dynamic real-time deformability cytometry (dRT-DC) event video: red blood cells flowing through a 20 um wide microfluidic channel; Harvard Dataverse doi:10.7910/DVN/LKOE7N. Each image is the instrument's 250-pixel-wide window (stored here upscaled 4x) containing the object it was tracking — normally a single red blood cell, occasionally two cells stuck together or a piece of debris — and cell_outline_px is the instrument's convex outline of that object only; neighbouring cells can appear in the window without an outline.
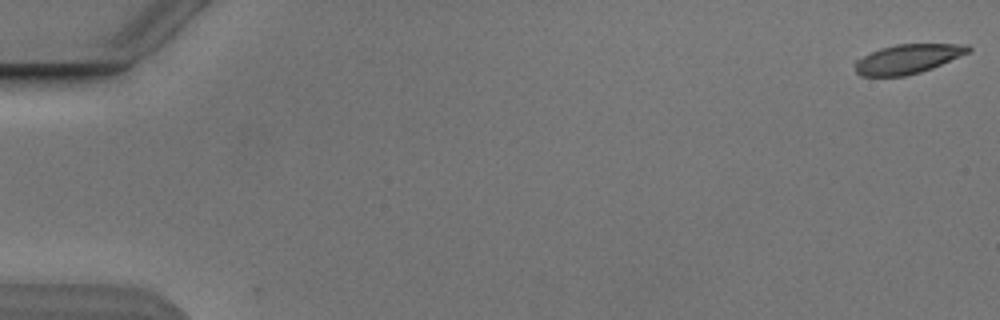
{"species": "Egyptian fruit bat (a non-hibernating species)", "species_latin": "Rousettus aegyptiacus", "temperature_condition": "cold", "stored_images_in_passage": 6, "camera_frame_rate_fps": 3000, "um_per_image_px": 0.085, "animal": {"sex": "male"}, "frame": {"image": 1, "passage_image": 1, "time_ms": 0.0, "image_size_px": [1000, 320], "cell_outline_px": [[972, 48], [968, 52], [932, 68], [920, 72], [904, 76], [860, 76], [856, 72], [856, 60], [880, 48], [896, 44], [968, 44]], "centroid_in_image_um": [77.15, 5.0], "position_along_channel_um": 7.8, "area_um2": 19.07}}
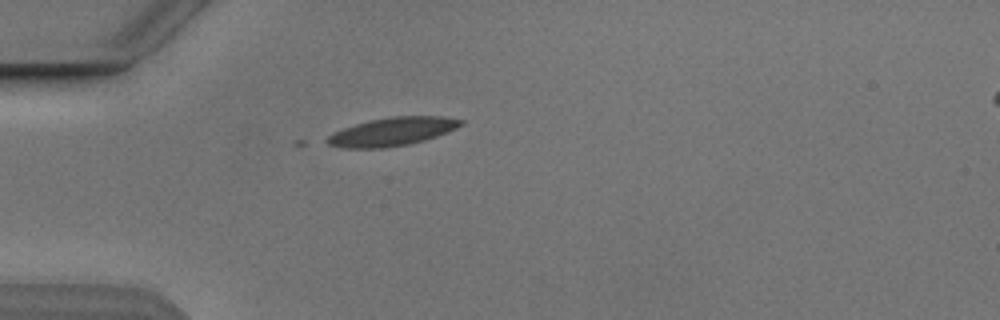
{"frame": {"image": 2, "passage_image": 5, "time_ms": 5.0, "image_size_px": [1000, 320], "cell_outline_px": [[464, 124], [448, 132], [424, 140], [408, 144], [388, 148], [340, 148], [328, 144], [320, 140], [332, 132], [368, 120], [392, 116], [440, 116], [464, 120]], "centroid_in_image_um": [33.27, 11.19], "position_along_channel_um": 51.7, "area_um2": 22.37}}